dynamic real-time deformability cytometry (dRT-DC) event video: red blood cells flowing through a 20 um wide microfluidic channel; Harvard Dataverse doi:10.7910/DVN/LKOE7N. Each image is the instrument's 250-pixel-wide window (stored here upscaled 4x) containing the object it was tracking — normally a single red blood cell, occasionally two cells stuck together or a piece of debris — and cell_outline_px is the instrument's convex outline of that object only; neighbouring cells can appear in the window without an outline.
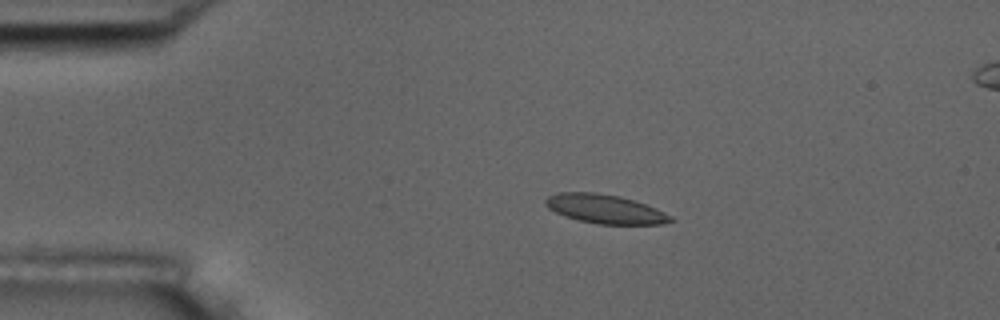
{"species": "common noctule bat (a hibernating species)", "species_latin": "Nyctalus noctula", "temperature_condition": "room temperature", "stored_images_in_passage": 8, "camera_frame_rate_fps": 3000, "um_per_image_px": 0.085, "animal": {"sex": "male", "body_mass_g": 17.5, "forearm_length_mm": 52.3}, "frame": {"image": 1, "passage_image": 3, "time_ms": 3.333, "image_size_px": [1000, 320], "cell_outline_px": [[676, 220], [664, 224], [596, 224], [576, 220], [564, 216], [548, 208], [544, 204], [544, 200], [548, 196], [560, 192], [596, 192], [620, 196], [636, 200], [656, 208], [672, 216]], "centroid_in_image_um": [51.44, 17.76], "position_along_channel_um": 33.6, "area_um2": 21.44}}
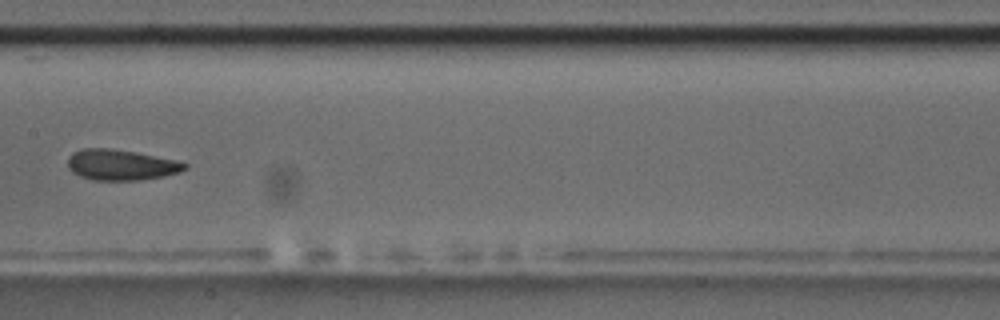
{"frame": {"image": 2, "passage_image": 8, "time_ms": 9.0, "image_size_px": [1000, 320], "cell_outline_px": [[188, 164], [180, 172], [164, 176], [140, 180], [92, 180], [80, 176], [72, 172], [68, 168], [68, 160], [72, 152], [84, 148], [108, 148], [136, 152], [176, 160]], "centroid_in_image_um": [10.26, 14.01], "position_along_channel_um": 197.1, "area_um2": 20.87}}